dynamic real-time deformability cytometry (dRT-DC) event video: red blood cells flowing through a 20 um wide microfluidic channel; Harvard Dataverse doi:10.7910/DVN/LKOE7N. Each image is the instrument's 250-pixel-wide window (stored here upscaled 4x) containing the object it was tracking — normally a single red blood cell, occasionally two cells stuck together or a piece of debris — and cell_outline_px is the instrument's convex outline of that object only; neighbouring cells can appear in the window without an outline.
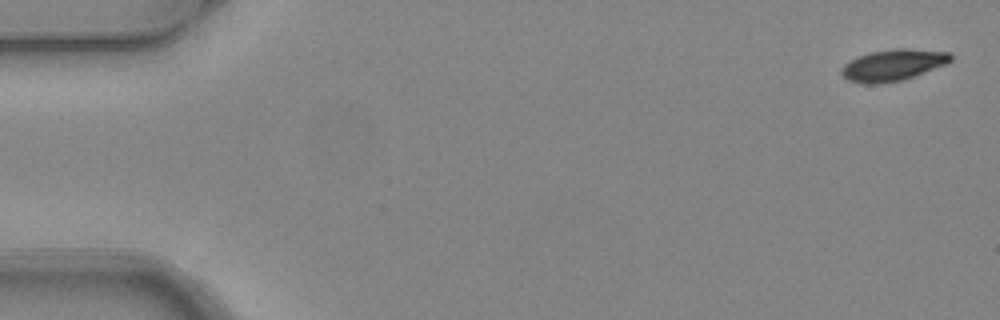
{"species": "common noctule bat (a hibernating species)", "species_latin": "Nyctalus noctula", "temperature_condition": "warm", "stored_images_in_passage": 3, "camera_frame_rate_fps": 3000, "um_per_image_px": 0.085, "animal": {"sex": "female", "body_mass_g": 24.6, "forearm_length_mm": 56.2}, "frame": {"image": 1, "passage_image": 1, "time_ms": 0.0, "image_size_px": [1000, 320], "cell_outline_px": [[952, 60], [948, 64], [916, 76], [900, 80], [880, 84], [864, 84], [848, 80], [840, 72], [840, 68], [844, 64], [860, 56], [872, 52], [892, 48], [904, 48], [952, 52]], "centroid_in_image_um": [75.96, 5.53], "position_along_channel_um": 9.0, "area_um2": 20.17}}